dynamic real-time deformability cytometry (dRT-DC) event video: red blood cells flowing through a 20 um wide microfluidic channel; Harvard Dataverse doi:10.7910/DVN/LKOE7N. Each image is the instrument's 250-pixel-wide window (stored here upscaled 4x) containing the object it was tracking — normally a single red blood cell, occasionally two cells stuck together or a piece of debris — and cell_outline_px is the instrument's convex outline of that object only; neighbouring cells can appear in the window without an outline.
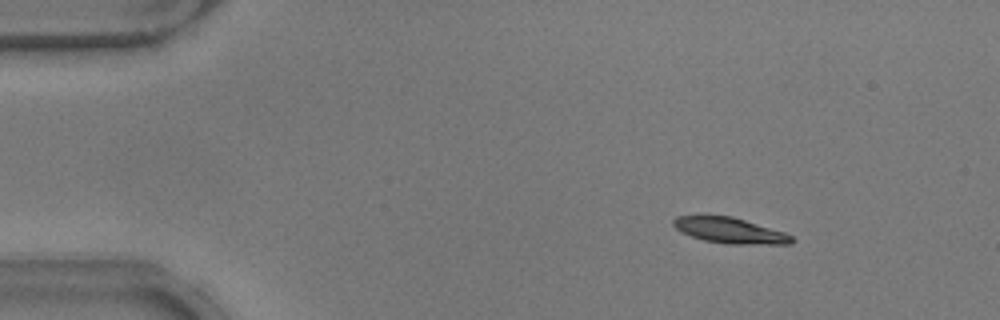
{"species": "common noctule bat (a hibernating species)", "species_latin": "Nyctalus noctula", "temperature_condition": "warm", "stored_images_in_passage": 47, "camera_frame_rate_fps": 3000, "um_per_image_px": 0.085, "animal": {"sex": "male", "body_mass_g": 17.9}, "frame": {"image": 1, "passage_image": 2, "time_ms": 0.333, "image_size_px": [1000, 320], "cell_outline_px": [[796, 240], [792, 244], [728, 244], [704, 240], [680, 232], [672, 224], [672, 220], [676, 216], [732, 216], [784, 232], [792, 236]], "centroid_in_image_um": [62.05, 19.6], "position_along_channel_um": 22.9, "area_um2": 17.63}}
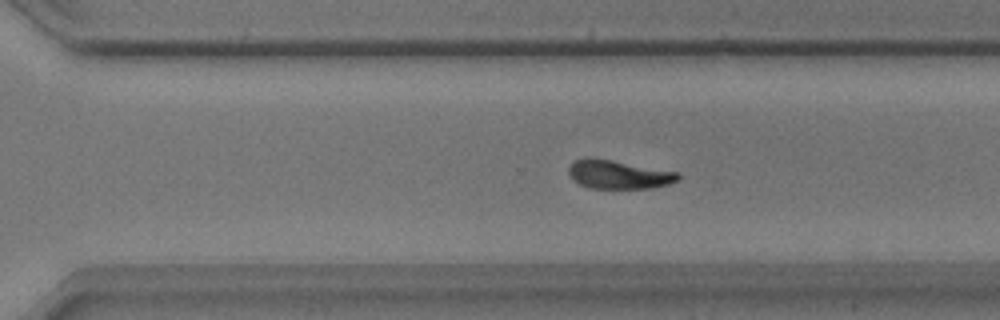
{"frame": {"image": 2, "passage_image": 31, "time_ms": 10.0, "image_size_px": [1000, 320], "cell_outline_px": [[680, 180], [668, 184], [652, 188], [588, 188], [572, 180], [568, 172], [568, 168], [576, 160], [612, 160], [680, 172]], "centroid_in_image_um": [52.66, 14.86], "position_along_channel_um": 317.9, "area_um2": 17.92}}
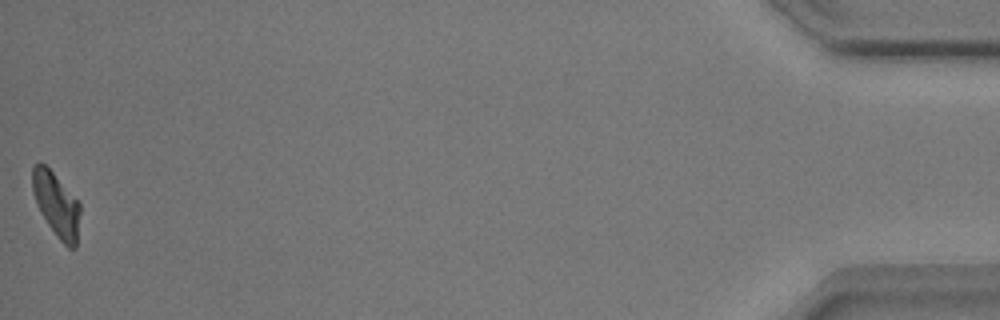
{"frame": {"image": 3, "passage_image": 47, "time_ms": 15.333, "image_size_px": [1000, 320], "cell_outline_px": [[80, 212], [76, 248], [68, 248], [56, 236], [40, 212], [36, 204], [32, 192], [32, 168], [40, 160], [52, 172], [80, 204]], "centroid_in_image_um": [4.77, 17.4], "position_along_channel_um": 430.4, "area_um2": 17.69}, "authors_computed_cell_mechanics": {"area_um2": 18.8428, "velocity_mm_per_s": 3.8604, "shape_relaxation_time_tau1_ms": 2.5128, "shape_relaxation_time_tau2_ms": 4.0623, "deformation_change_tau1": 0.1379, "deformation_change_tau2": 0.0977}}